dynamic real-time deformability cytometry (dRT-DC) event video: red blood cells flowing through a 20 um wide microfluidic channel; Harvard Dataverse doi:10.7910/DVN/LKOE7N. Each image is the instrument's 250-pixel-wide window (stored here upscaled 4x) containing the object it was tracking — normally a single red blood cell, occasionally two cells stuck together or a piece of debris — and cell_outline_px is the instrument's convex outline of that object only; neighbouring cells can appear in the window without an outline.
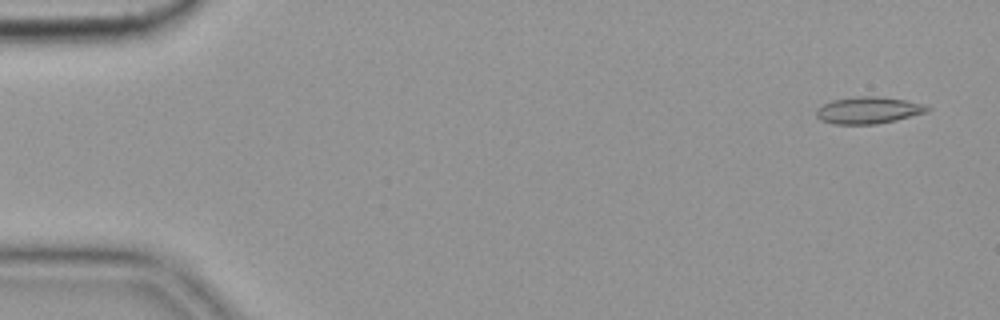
{"species": "common noctule bat (a hibernating species)", "species_latin": "Nyctalus noctula", "temperature_condition": "cold", "stored_images_in_passage": 38, "camera_frame_rate_fps": 3000, "um_per_image_px": 0.085, "animal": {"sex": "female", "body_mass_g": 19.9}, "frame": {"image": 1, "passage_image": 3, "time_ms": 0.667, "image_size_px": [1000, 320], "cell_outline_px": [[932, 108], [924, 112], [896, 120], [876, 124], [832, 124], [820, 120], [816, 116], [816, 108], [832, 100], [856, 96], [876, 96], [904, 100], [924, 104]], "centroid_in_image_um": [73.76, 9.37], "position_along_channel_um": 11.2, "area_um2": 17.28}}
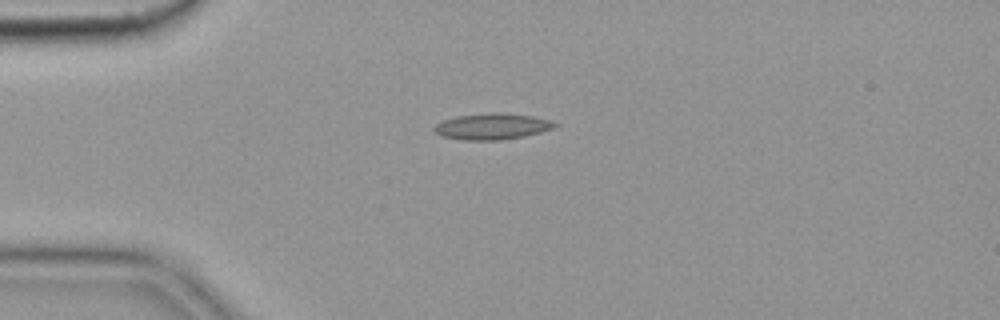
{"frame": {"image": 2, "passage_image": 14, "time_ms": 4.333, "image_size_px": [1000, 320], "cell_outline_px": [[560, 124], [552, 128], [540, 132], [524, 136], [500, 140], [464, 140], [440, 136], [432, 128], [436, 124], [444, 120], [456, 116], [532, 116], [552, 120]], "centroid_in_image_um": [41.82, 10.81], "position_along_channel_um": 43.2, "area_um2": 17.22}}
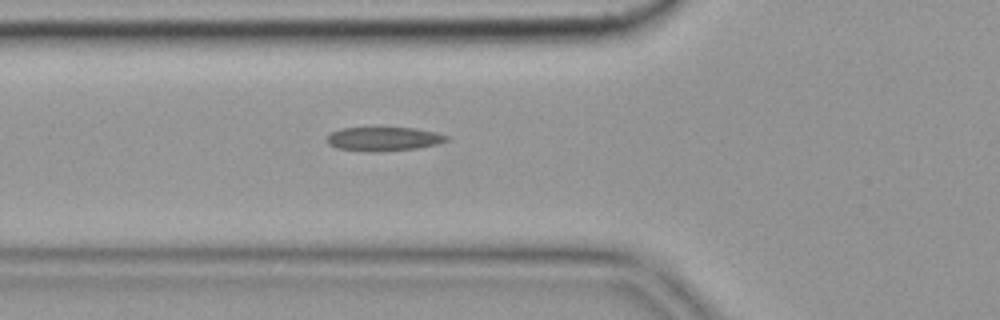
{"frame": {"image": 3, "passage_image": 20, "time_ms": 6.333, "image_size_px": [1000, 320], "cell_outline_px": [[452, 136], [448, 140], [436, 144], [416, 148], [376, 152], [372, 152], [336, 148], [328, 144], [324, 140], [332, 132], [340, 128], [416, 128], [436, 132]], "centroid_in_image_um": [32.61, 11.81], "position_along_channel_um": 93.2, "area_um2": 16.76}}